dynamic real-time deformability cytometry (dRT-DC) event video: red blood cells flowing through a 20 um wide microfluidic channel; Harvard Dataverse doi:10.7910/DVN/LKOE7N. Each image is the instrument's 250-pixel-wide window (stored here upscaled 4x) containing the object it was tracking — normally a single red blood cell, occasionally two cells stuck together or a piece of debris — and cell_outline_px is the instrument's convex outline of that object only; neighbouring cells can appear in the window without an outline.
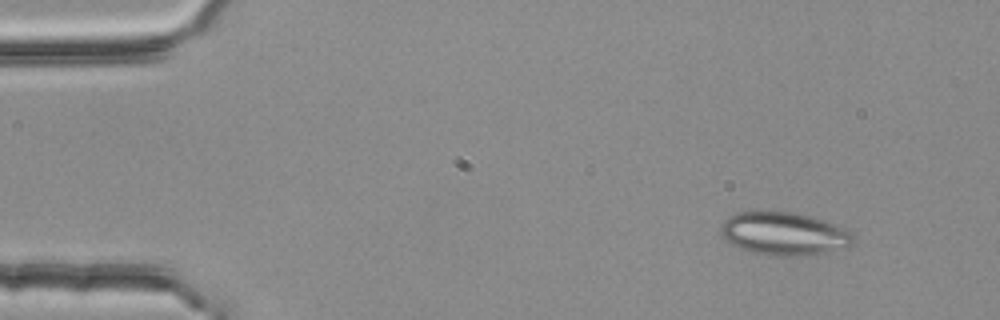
{"species": "common noctule bat (a hibernating species)", "species_latin": "Nyctalus noctula", "temperature_condition": "room temperature", "stored_images_in_passage": 3, "camera_frame_rate_fps": 3000, "um_per_image_px": 0.085, "animal": {"sex": "female", "body_mass_g": 25.1}, "frame": {"image": 1, "passage_image": 1, "time_ms": 0.0, "image_size_px": [1000, 320], "cell_outline_px": [[856, 244], [848, 248], [816, 256], [772, 256], [748, 252], [732, 244], [720, 232], [720, 224], [728, 216], [736, 212], [796, 212], [812, 216], [824, 220], [852, 232], [856, 240]], "centroid_in_image_um": [66.72, 19.9], "position_along_channel_um": 18.3, "area_um2": 34.04}}